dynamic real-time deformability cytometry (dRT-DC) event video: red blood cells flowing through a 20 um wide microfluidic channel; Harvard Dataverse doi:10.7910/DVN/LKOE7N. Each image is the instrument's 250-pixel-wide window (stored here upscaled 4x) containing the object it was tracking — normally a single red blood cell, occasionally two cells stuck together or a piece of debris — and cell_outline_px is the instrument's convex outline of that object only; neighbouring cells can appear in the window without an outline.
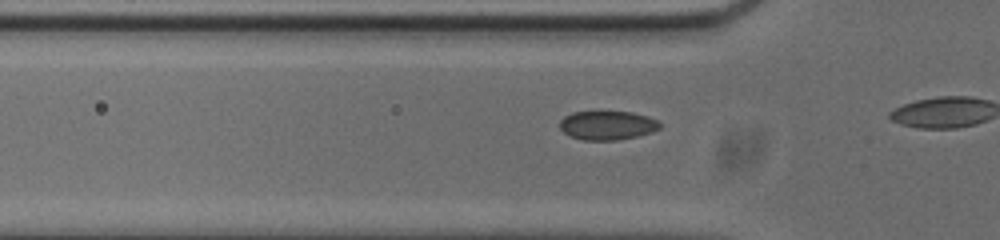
{"species": "common noctule bat (a hibernating species)", "species_latin": "Nyctalus noctula", "temperature_condition": "cold", "stored_images_in_passage": 14, "camera_frame_rate_fps": 3000, "um_per_image_px": 0.085, "animal": {"sex": "male", "body_mass_g": 20.0, "forearm_length_mm": 53.3}, "frame": {"image": 1, "passage_image": 12, "time_ms": 3.667, "image_size_px": [1000, 240], "cell_outline_px": [[660, 128], [652, 132], [636, 136], [616, 140], [584, 140], [572, 136], [564, 132], [560, 128], [560, 120], [564, 116], [572, 112], [632, 112], [648, 116], [656, 120], [660, 124]], "centroid_in_image_um": [51.62, 10.65], "position_along_channel_um": 74.2, "area_um2": 16.7}}